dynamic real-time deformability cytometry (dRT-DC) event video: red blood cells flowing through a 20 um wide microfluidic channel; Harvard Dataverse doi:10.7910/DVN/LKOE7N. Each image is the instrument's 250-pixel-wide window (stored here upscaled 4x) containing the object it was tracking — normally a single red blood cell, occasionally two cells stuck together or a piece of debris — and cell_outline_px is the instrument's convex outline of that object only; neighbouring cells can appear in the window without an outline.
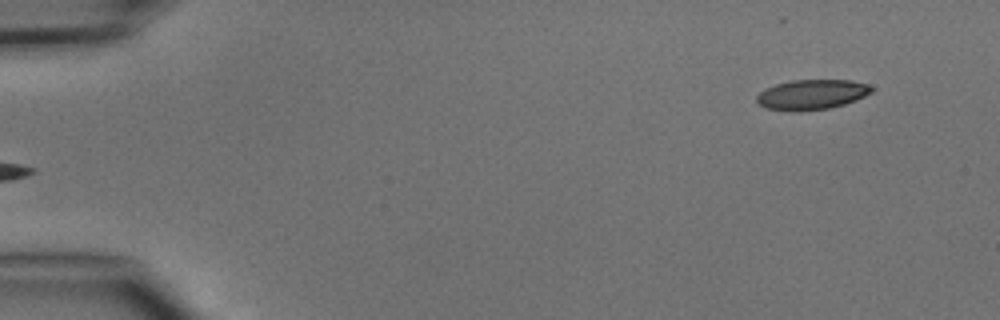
{"species": "common noctule bat (a hibernating species)", "species_latin": "Nyctalus noctula", "temperature_condition": "cold", "stored_images_in_passage": 5, "segment_of_instrument_passage": [2, 2], "camera_frame_rate_fps": 3000, "um_per_image_px": 0.085, "animal": {"sex": "male", "body_mass_g": 15.6}, "frame": {"image": 1, "passage_image": 5, "time_ms": 5.667, "image_size_px": [1000, 320], "cell_outline_px": [[872, 92], [856, 100], [844, 104], [828, 108], [792, 112], [764, 108], [756, 100], [756, 96], [764, 88], [776, 84], [792, 80], [852, 80], [868, 84], [872, 88]], "centroid_in_image_um": [68.97, 8.04], "position_along_channel_um": 16.0, "area_um2": 20.17}}